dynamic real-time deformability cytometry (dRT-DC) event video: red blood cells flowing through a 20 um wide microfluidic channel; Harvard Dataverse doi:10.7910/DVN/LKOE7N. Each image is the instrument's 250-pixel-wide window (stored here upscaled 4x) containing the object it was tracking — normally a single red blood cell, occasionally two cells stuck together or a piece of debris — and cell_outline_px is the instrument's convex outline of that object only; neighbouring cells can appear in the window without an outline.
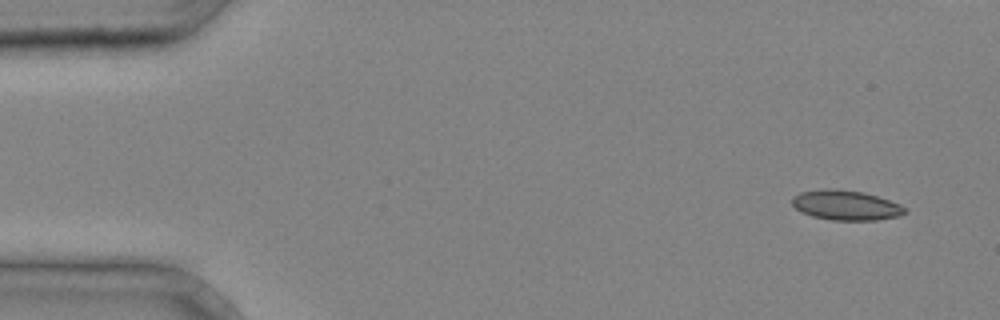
{"species": "common noctule bat (a hibernating species)", "species_latin": "Nyctalus noctula", "temperature_condition": "cold", "stored_images_in_passage": 5, "camera_frame_rate_fps": 3000, "um_per_image_px": 0.085, "animal": {"sex": "male", "body_mass_g": 20.4}, "frame": {"image": 1, "passage_image": 1, "time_ms": 0.0, "image_size_px": [1000, 320], "cell_outline_px": [[908, 212], [900, 216], [876, 220], [832, 220], [812, 216], [800, 212], [792, 204], [792, 196], [800, 192], [824, 188], [836, 188], [864, 192], [900, 204], [908, 208]], "centroid_in_image_um": [71.9, 17.44], "position_along_channel_um": 13.1, "area_um2": 19.88}}